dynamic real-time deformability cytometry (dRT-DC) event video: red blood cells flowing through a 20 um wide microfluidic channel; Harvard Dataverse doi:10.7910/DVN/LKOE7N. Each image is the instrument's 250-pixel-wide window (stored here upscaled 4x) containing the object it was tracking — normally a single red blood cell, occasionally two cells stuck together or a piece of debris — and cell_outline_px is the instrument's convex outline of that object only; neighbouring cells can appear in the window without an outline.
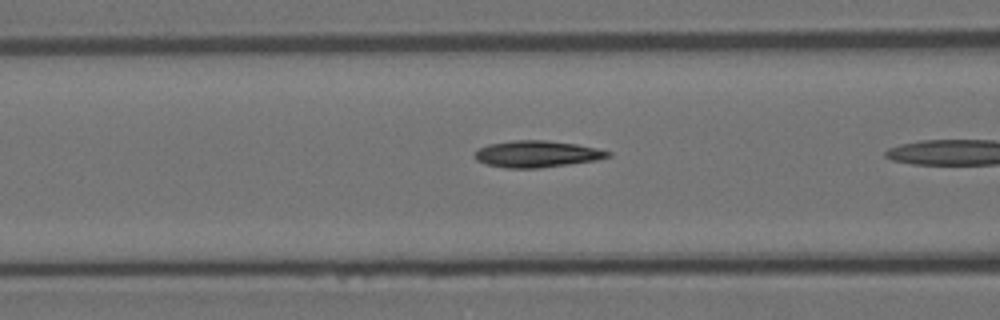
{"species": "Egyptian fruit bat (a non-hibernating species)", "species_latin": "Rousettus aegyptiacus", "temperature_condition": "room temperature", "stored_images_in_passage": 6, "camera_frame_rate_fps": 3000, "um_per_image_px": 0.085, "animal": {"sex": "female"}, "frame": {"image": 1, "passage_image": 5, "time_ms": 1.333, "image_size_px": [1000, 320], "cell_outline_px": [[612, 156], [596, 160], [540, 168], [508, 168], [488, 164], [476, 160], [472, 156], [480, 148], [488, 144], [512, 140], [544, 140], [576, 144], [596, 148], [612, 152]], "centroid_in_image_um": [45.64, 13.08], "position_along_channel_um": 121.0, "area_um2": 20.58}}